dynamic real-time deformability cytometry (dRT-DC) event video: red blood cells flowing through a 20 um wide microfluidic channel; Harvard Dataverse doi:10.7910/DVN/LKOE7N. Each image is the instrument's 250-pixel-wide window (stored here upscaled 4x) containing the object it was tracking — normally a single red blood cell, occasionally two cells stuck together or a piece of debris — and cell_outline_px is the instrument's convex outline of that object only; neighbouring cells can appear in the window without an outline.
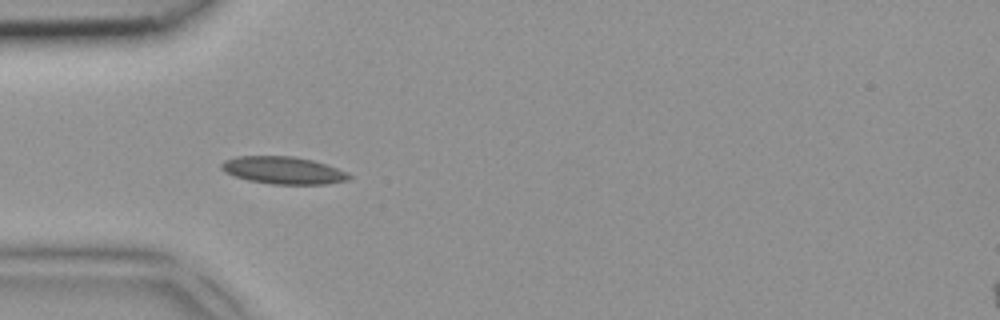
{"species": "common noctule bat (a hibernating species)", "species_latin": "Nyctalus noctula", "temperature_condition": "room temperature", "stored_images_in_passage": 4, "camera_frame_rate_fps": 3000, "um_per_image_px": 0.085, "animal": {"sex": "female", "body_mass_g": 18.4}, "frame": {"image": 1, "passage_image": 3, "time_ms": 0.667, "image_size_px": [1000, 320], "cell_outline_px": [[352, 176], [348, 180], [324, 184], [272, 184], [248, 180], [224, 172], [220, 168], [220, 164], [224, 160], [236, 156], [292, 156], [312, 160], [348, 172]], "centroid_in_image_um": [24.05, 14.47], "position_along_channel_um": 61.0, "area_um2": 20.29}}